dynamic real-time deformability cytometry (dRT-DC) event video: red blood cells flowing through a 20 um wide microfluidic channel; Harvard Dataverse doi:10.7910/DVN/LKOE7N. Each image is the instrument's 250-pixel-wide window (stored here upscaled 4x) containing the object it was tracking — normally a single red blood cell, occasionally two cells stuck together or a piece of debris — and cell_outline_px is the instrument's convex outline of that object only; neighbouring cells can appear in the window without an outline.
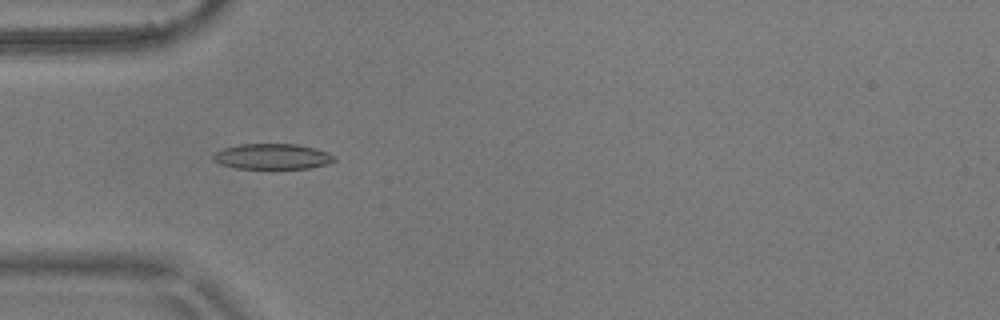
{"species": "common noctule bat (a hibernating species)", "species_latin": "Nyctalus noctula", "temperature_condition": "warm", "stored_images_in_passage": 6, "camera_frame_rate_fps": 3000, "um_per_image_px": 0.085, "animal": {"sex": "male", "body_mass_g": 17.9}, "frame": {"image": 1, "passage_image": 5, "time_ms": 1.333, "image_size_px": [1000, 320], "cell_outline_px": [[336, 160], [328, 164], [308, 168], [272, 172], [236, 168], [220, 164], [212, 156], [216, 152], [224, 148], [240, 144], [296, 144], [316, 148], [328, 152], [336, 156]], "centroid_in_image_um": [23.2, 13.35], "position_along_channel_um": 61.8, "area_um2": 18.96}}